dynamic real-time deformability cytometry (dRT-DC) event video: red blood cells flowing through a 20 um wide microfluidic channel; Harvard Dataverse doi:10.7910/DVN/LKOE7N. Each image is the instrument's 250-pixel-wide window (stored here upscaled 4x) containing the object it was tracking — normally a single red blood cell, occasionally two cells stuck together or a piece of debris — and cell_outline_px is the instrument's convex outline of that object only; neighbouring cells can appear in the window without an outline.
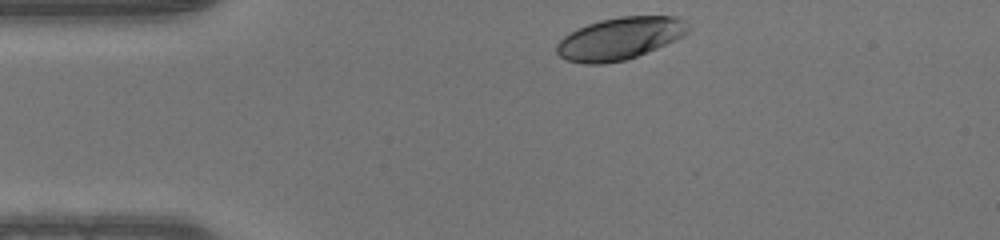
{"species": "human", "species_latin": "Homo sapiens", "temperature_condition": "warm", "stored_images_in_passage": 33, "camera_frame_rate_fps": 3000, "um_per_image_px": 0.085, "donor": {"sex": "male"}, "frame": {"image": 1, "passage_image": 1, "time_ms": 0.0, "image_size_px": [1000, 240], "cell_outline_px": [[692, 28], [684, 36], [676, 40], [636, 56], [624, 60], [604, 64], [584, 64], [568, 60], [560, 56], [556, 52], [556, 44], [564, 36], [588, 24], [600, 20], [620, 16], [676, 16], [684, 20]], "centroid_in_image_um": [52.72, 3.26], "position_along_channel_um": 32.3, "area_um2": 32.31}}
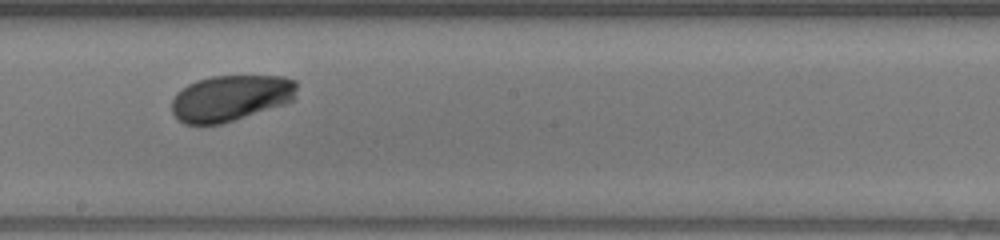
{"frame": {"image": 2, "passage_image": 19, "time_ms": 6.0, "image_size_px": [1000, 240], "cell_outline_px": [[296, 96], [292, 100], [284, 104], [220, 124], [184, 124], [172, 112], [172, 100], [176, 92], [180, 88], [196, 80], [212, 76], [284, 76], [296, 80]], "centroid_in_image_um": [19.59, 8.31], "position_along_channel_um": 228.6, "area_um2": 33.52}}
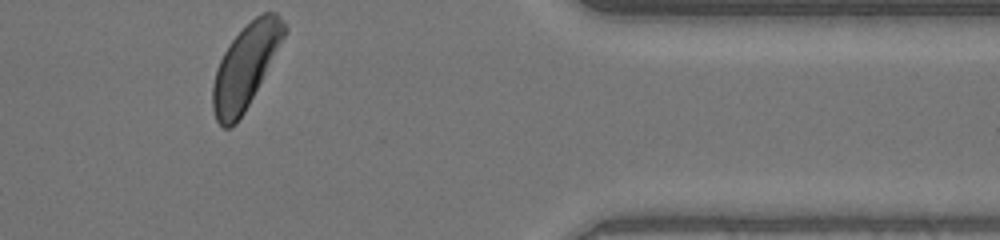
{"frame": {"image": 3, "passage_image": 33, "time_ms": 10.667, "image_size_px": [1000, 240], "cell_outline_px": [[288, 28], [284, 36], [244, 112], [236, 124], [232, 128], [224, 128], [216, 120], [212, 108], [212, 84], [216, 68], [224, 52], [232, 40], [256, 16], [264, 12], [276, 12], [284, 20]], "centroid_in_image_um": [20.84, 5.66], "position_along_channel_um": 390.6, "area_um2": 33.99}}